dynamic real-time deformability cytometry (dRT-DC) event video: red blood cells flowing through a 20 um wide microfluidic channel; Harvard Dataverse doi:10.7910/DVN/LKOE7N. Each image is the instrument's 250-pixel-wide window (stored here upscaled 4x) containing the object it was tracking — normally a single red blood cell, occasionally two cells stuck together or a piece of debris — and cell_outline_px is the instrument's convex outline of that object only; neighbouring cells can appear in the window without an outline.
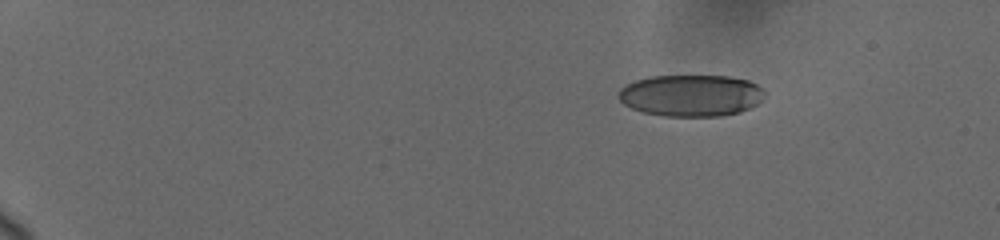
{"species": "human", "species_latin": "Homo sapiens", "temperature_condition": "cold", "stored_images_in_passage": 56, "camera_frame_rate_fps": 3000, "um_per_image_px": 0.085, "donor": {"sex": "female"}, "frame": {"image": 1, "passage_image": 1, "time_ms": 0.0, "image_size_px": [1000, 240], "cell_outline_px": [[764, 92], [760, 100], [756, 104], [740, 112], [720, 116], [664, 116], [644, 112], [632, 108], [624, 104], [616, 96], [620, 88], [636, 80], [648, 76], [728, 76], [748, 80], [764, 88]], "centroid_in_image_um": [58.71, 8.11], "position_along_channel_um": 26.3, "area_um2": 35.49}}
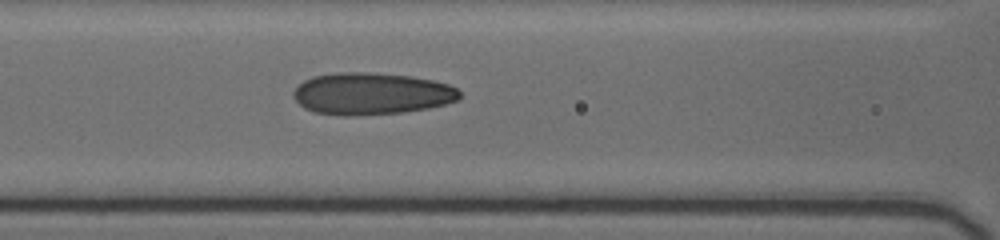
{"frame": {"image": 2, "passage_image": 29, "time_ms": 6.333, "image_size_px": [1000, 240], "cell_outline_px": [[460, 96], [456, 100], [444, 104], [428, 108], [400, 112], [352, 116], [344, 116], [316, 112], [304, 108], [292, 96], [292, 92], [304, 80], [312, 76], [336, 72], [368, 72], [412, 76], [432, 80], [448, 84], [456, 88], [460, 92]], "centroid_in_image_um": [31.54, 7.95], "position_along_channel_um": 135.1, "area_um2": 40.58}}
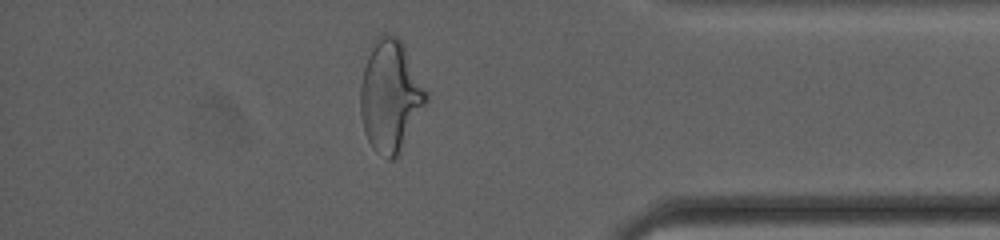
{"frame": {"image": 3, "passage_image": 50, "time_ms": 14.0, "image_size_px": [1000, 240], "cell_outline_px": [[428, 100], [396, 156], [392, 160], [388, 160], [376, 152], [372, 148], [364, 132], [360, 112], [360, 88], [364, 68], [372, 40], [380, 32], [396, 36], [400, 40], [428, 92]], "centroid_in_image_um": [33.15, 8.12], "position_along_channel_um": 402.1, "area_um2": 42.43}, "authors_computed_cell_mechanics": {"area_um2": 38.8994, "velocity_mm_per_s": 3.7025, "shape_relaxation_time_tau1_ms": 5.1647, "shape_relaxation_time_tau2_ms": 1.341, "deformation_change_tau1": 0.172, "deformation_change_tau2": 0.0949}}